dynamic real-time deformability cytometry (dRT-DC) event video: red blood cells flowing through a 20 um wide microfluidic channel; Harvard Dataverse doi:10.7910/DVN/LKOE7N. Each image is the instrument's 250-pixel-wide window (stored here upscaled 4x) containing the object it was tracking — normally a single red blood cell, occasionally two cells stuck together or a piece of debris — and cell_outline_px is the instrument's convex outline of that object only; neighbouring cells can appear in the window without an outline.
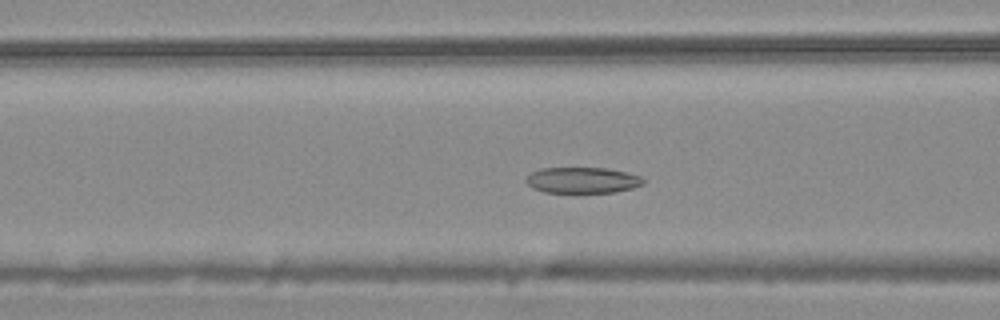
{"species": "common noctule bat (a hibernating species)", "species_latin": "Nyctalus noctula", "temperature_condition": "warm", "stored_images_in_passage": 54, "camera_frame_rate_fps": 3000, "um_per_image_px": 0.085, "animal": {"sex": "male", "body_mass_g": 20.4}, "frame": {"image": 1, "passage_image": 21, "time_ms": 6.667, "image_size_px": [1000, 320], "cell_outline_px": [[644, 184], [632, 188], [616, 192], [544, 192], [532, 188], [524, 180], [532, 172], [540, 168], [608, 168], [640, 176], [644, 180]], "centroid_in_image_um": [49.49, 15.31], "position_along_channel_um": 117.1, "area_um2": 17.63}}
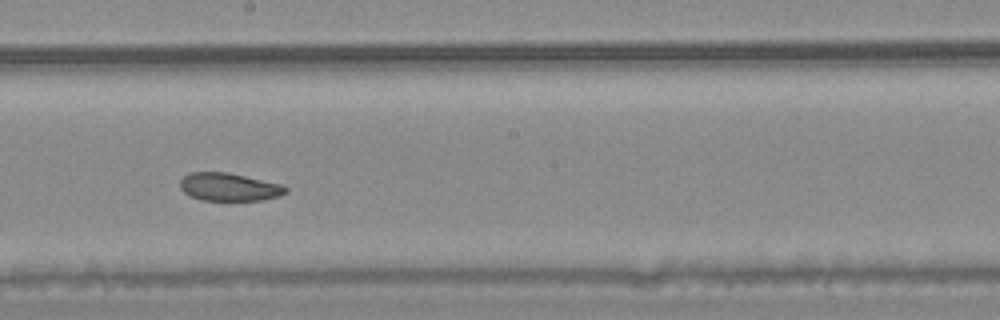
{"frame": {"image": 2, "passage_image": 30, "time_ms": 9.667, "image_size_px": [1000, 320], "cell_outline_px": [[288, 192], [280, 196], [264, 200], [200, 200], [184, 192], [180, 188], [180, 180], [188, 172], [228, 172], [280, 184], [288, 188]], "centroid_in_image_um": [19.47, 15.89], "position_along_channel_um": 228.7, "area_um2": 17.22}}
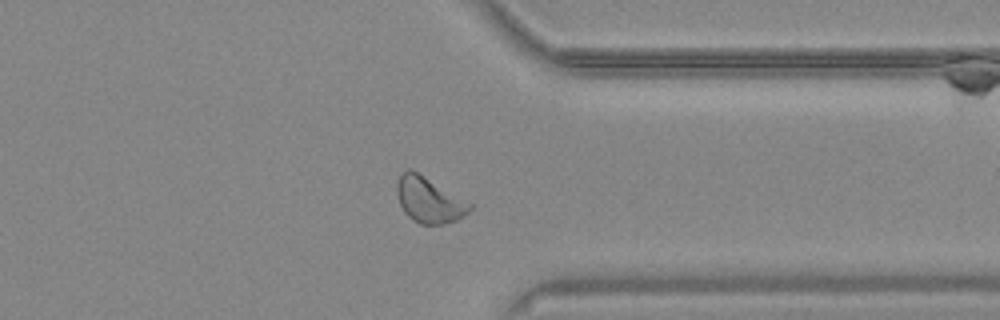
{"frame": {"image": 3, "passage_image": 42, "time_ms": 13.667, "image_size_px": [1000, 320], "cell_outline_px": [[472, 208], [464, 216], [456, 220], [444, 224], [420, 224], [412, 220], [404, 212], [400, 204], [396, 192], [396, 184], [400, 176], [408, 168], [412, 168], [468, 200], [472, 204]], "centroid_in_image_um": [36.48, 16.98], "position_along_channel_um": 374.9, "area_um2": 19.71}, "authors_computed_cell_mechanics": {"area_um2": 19.9121, "velocity_mm_per_s": 3.7187, "shape_relaxation_time_tau1_ms": null, "shape_relaxation_time_tau2_ms": 4.8985, "deformation_change_tau1": null, "deformation_change_tau2": 0.1012}}